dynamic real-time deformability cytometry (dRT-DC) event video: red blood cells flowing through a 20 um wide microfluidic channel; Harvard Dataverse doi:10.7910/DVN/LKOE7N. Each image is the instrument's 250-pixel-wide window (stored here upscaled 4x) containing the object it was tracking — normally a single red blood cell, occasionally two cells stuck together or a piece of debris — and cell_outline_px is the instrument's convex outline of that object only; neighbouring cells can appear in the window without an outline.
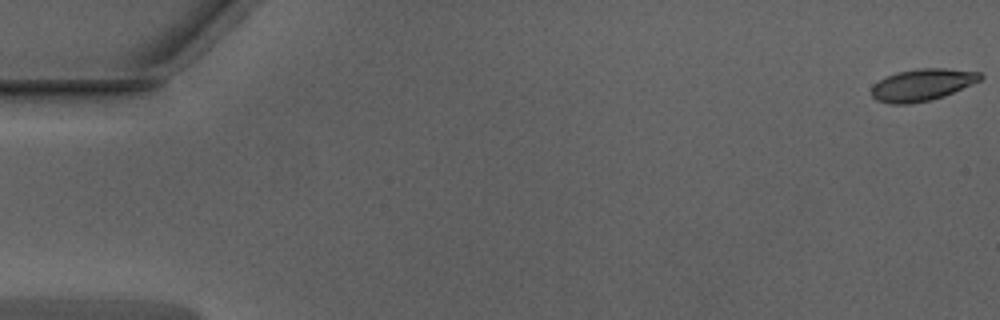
{"species": "Egyptian fruit bat (a non-hibernating species)", "species_latin": "Rousettus aegyptiacus", "temperature_condition": "warm", "stored_images_in_passage": 53, "camera_frame_rate_fps": 3000, "um_per_image_px": 0.085, "animal": {"sex": "male"}, "frame": {"image": 1, "passage_image": 1, "time_ms": 0.0, "image_size_px": [1000, 320], "cell_outline_px": [[984, 76], [980, 80], [972, 84], [944, 96], [928, 100], [908, 104], [892, 104], [876, 100], [872, 96], [872, 88], [880, 80], [896, 72], [916, 68], [944, 68], [980, 72]], "centroid_in_image_um": [78.4, 7.2], "position_along_channel_um": 6.6, "area_um2": 20.06}}
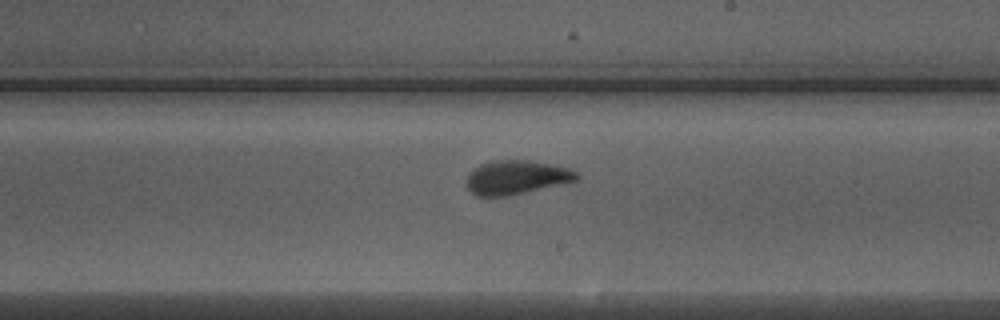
{"frame": {"image": 2, "passage_image": 31, "time_ms": 10.0, "image_size_px": [1000, 320], "cell_outline_px": [[580, 180], [508, 196], [476, 196], [468, 188], [468, 176], [480, 164], [492, 160], [532, 160], [552, 164], [568, 168], [576, 172], [580, 176]], "centroid_in_image_um": [43.95, 15.07], "position_along_channel_um": 245.1, "area_um2": 21.73}}
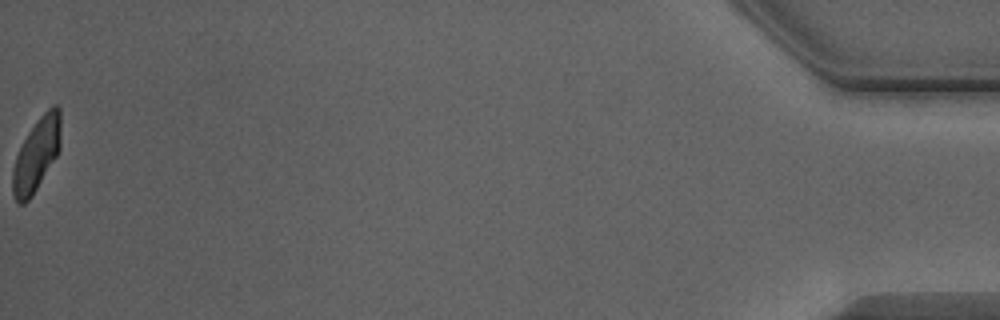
{"frame": {"image": 3, "passage_image": 53, "time_ms": 17.333, "image_size_px": [1000, 320], "cell_outline_px": [[60, 148], [56, 156], [32, 196], [24, 204], [20, 204], [12, 196], [12, 168], [16, 156], [28, 132], [40, 116], [52, 104], [56, 104], [60, 108]], "centroid_in_image_um": [3.09, 13.14], "position_along_channel_um": 432.1, "area_um2": 20.4}, "authors_computed_cell_mechanics": {"area_um2": 21.4438, "velocity_mm_per_s": 3.9685, "shape_relaxation_time_tau1_ms": 4.1608, "shape_relaxation_time_tau2_ms": 0.8727, "deformation_change_tau1": 0.1707, "deformation_change_tau2": 0.0863}}